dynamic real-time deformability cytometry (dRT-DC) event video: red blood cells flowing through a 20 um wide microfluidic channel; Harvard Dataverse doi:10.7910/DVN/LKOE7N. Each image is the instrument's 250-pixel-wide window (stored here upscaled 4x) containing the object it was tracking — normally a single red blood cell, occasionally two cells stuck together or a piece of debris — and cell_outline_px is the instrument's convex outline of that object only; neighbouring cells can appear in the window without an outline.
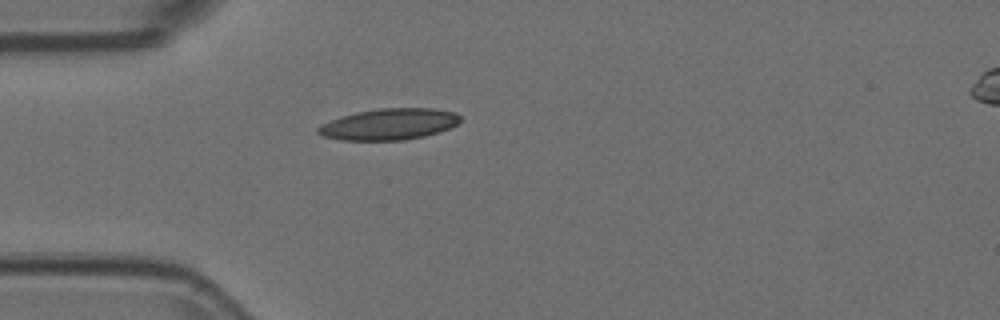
{"species": "Egyptian fruit bat (a non-hibernating species)", "species_latin": "Rousettus aegyptiacus", "temperature_condition": "room temperature", "stored_images_in_passage": 1, "camera_frame_rate_fps": 3000, "um_per_image_px": 0.085, "animal": {"sex": "female"}, "frame": {"image": 1, "passage_image": 1, "time_ms": 0.0, "image_size_px": [1000, 320], "cell_outline_px": [[460, 120], [456, 124], [440, 132], [424, 136], [404, 140], [340, 140], [324, 136], [316, 132], [316, 128], [320, 124], [356, 112], [380, 108], [432, 108], [456, 112], [460, 116]], "centroid_in_image_um": [33.07, 10.56], "position_along_channel_um": 51.9, "area_um2": 25.84}}